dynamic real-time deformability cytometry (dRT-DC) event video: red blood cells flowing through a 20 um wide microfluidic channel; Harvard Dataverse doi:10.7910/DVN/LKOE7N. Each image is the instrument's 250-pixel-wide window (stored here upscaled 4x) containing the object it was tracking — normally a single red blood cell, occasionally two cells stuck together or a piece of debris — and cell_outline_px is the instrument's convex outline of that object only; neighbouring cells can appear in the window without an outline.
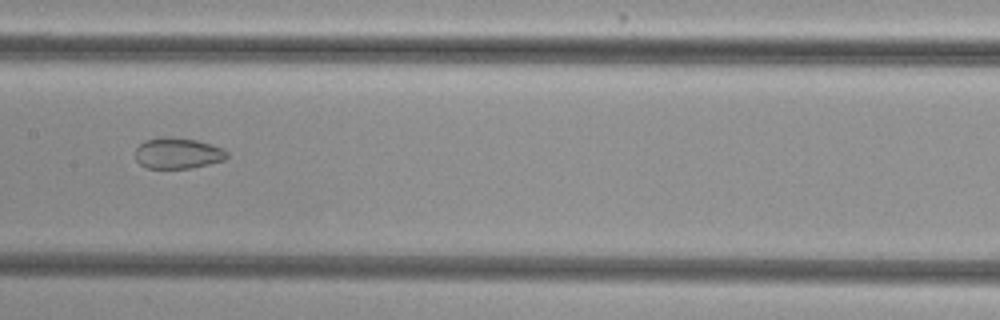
{"species": "common noctule bat (a hibernating species)", "species_latin": "Nyctalus noctula", "temperature_condition": "cold", "stored_images_in_passage": 32, "camera_frame_rate_fps": 3000, "um_per_image_px": 0.085, "animal": {"sex": "female", "body_mass_g": 29.2, "forearm_length_mm": 56.3}, "frame": {"image": 1, "passage_image": 28, "time_ms": 9.0, "image_size_px": [1000, 320], "cell_outline_px": [[228, 156], [224, 160], [192, 168], [148, 168], [140, 164], [136, 160], [136, 148], [144, 140], [160, 136], [164, 136], [196, 140], [220, 148], [228, 152]], "centroid_in_image_um": [15.07, 13.02], "position_along_channel_um": 192.3, "area_um2": 16.42}}
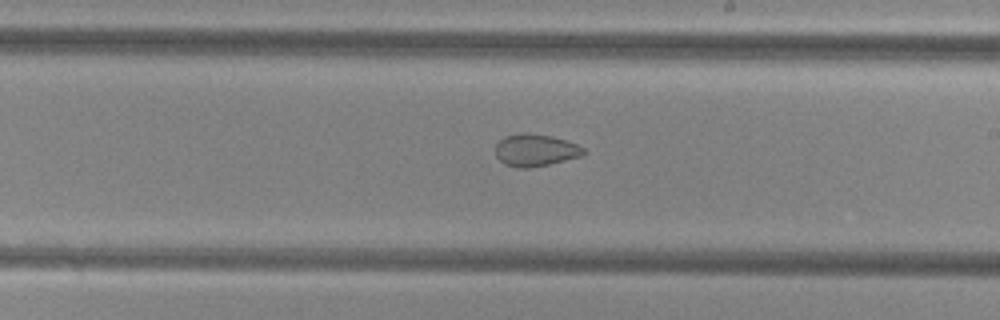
{"frame": {"image": 2, "passage_image": 32, "time_ms": 10.333, "image_size_px": [1000, 320], "cell_outline_px": [[588, 152], [584, 156], [548, 164], [528, 168], [520, 168], [504, 164], [496, 156], [496, 144], [504, 136], [520, 132], [528, 132], [552, 136], [576, 144], [584, 148]], "centroid_in_image_um": [45.53, 12.75], "position_along_channel_um": 243.5, "area_um2": 16.7}}